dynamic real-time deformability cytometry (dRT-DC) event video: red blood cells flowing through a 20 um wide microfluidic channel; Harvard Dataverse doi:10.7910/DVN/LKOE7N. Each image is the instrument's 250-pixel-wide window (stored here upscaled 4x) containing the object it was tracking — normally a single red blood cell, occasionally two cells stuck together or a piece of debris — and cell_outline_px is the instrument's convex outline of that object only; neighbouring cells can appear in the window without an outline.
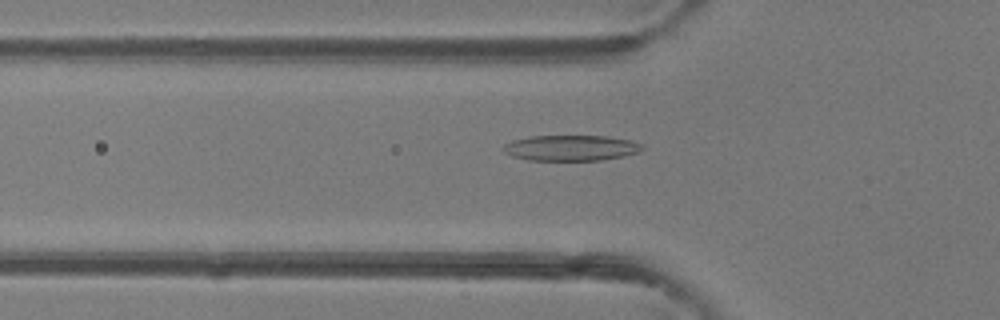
{"species": "common noctule bat (a hibernating species)", "species_latin": "Nyctalus noctula", "temperature_condition": "room temperature", "stored_images_in_passage": 40, "camera_frame_rate_fps": 3000, "um_per_image_px": 0.085, "animal": {"sex": "female"}, "frame": {"image": 1, "passage_image": 9, "time_ms": 2.667, "image_size_px": [1000, 320], "cell_outline_px": [[644, 148], [640, 152], [624, 156], [600, 160], [528, 160], [512, 156], [504, 152], [500, 148], [504, 144], [512, 140], [528, 136], [608, 136], [632, 140], [644, 144]], "centroid_in_image_um": [48.54, 12.57], "position_along_channel_um": 77.3, "area_um2": 21.04}}
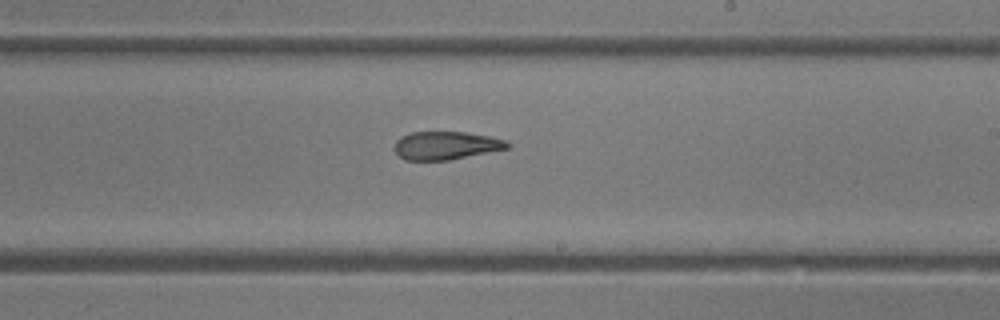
{"frame": {"image": 2, "passage_image": 21, "time_ms": 6.667, "image_size_px": [1000, 320], "cell_outline_px": [[512, 144], [508, 148], [452, 160], [404, 160], [392, 148], [396, 140], [400, 136], [412, 132], [464, 132], [488, 136], [504, 140]], "centroid_in_image_um": [37.87, 12.37], "position_along_channel_um": 251.1, "area_um2": 18.61}}
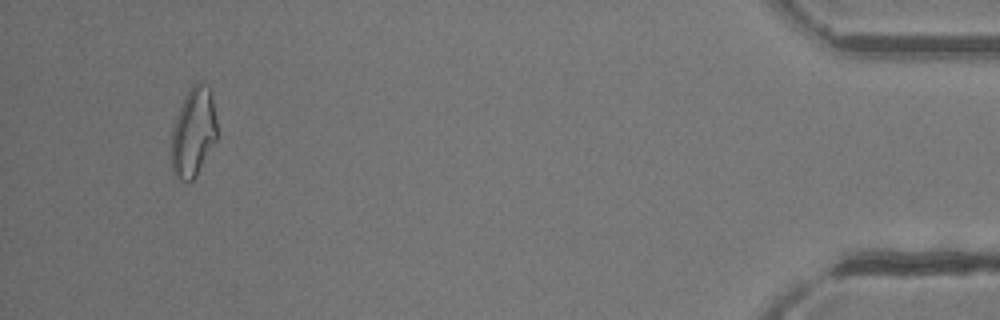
{"frame": {"image": 3, "passage_image": 38, "time_ms": 12.333, "image_size_px": [1000, 320], "cell_outline_px": [[216, 140], [196, 176], [192, 180], [184, 180], [176, 176], [172, 172], [172, 128], [180, 104], [184, 96], [192, 84], [200, 84], [208, 88], [212, 100], [216, 120]], "centroid_in_image_um": [16.41, 11.25], "position_along_channel_um": 418.8, "area_um2": 23.18}, "authors_computed_cell_mechanics": {"area_um2": 20.3745, "velocity_mm_per_s": 4.3228, "shape_relaxation_time_tau1_ms": 9.0723, "shape_relaxation_time_tau2_ms": 2.6042, "deformation_change_tau1": 0.2631, "deformation_change_tau2": 0.1176}}